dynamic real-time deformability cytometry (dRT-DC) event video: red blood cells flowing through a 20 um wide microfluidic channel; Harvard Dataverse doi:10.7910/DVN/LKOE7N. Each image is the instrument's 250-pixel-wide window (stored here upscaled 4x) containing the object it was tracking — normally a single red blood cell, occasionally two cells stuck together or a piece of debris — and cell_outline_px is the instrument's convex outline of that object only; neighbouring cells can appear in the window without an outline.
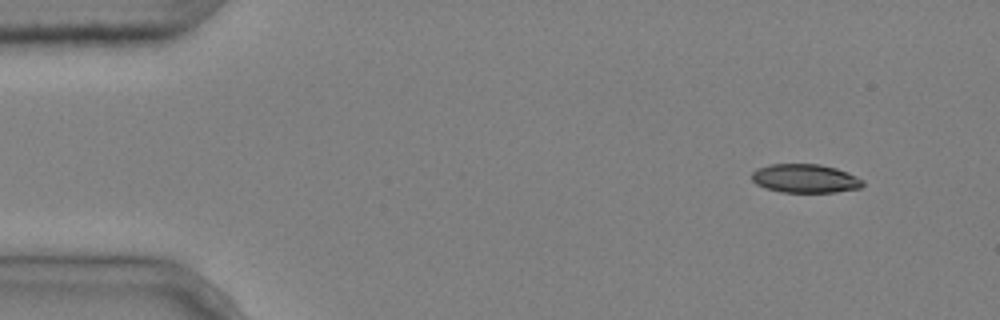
{"species": "common noctule bat (a hibernating species)", "species_latin": "Nyctalus noctula", "temperature_condition": "cold", "stored_images_in_passage": 4, "camera_frame_rate_fps": 3000, "um_per_image_px": 0.085, "animal": {"sex": "male", "body_mass_g": 20.4}, "frame": {"image": 1, "passage_image": 1, "time_ms": 0.0, "image_size_px": [1000, 320], "cell_outline_px": [[864, 184], [860, 188], [836, 192], [780, 192], [764, 188], [756, 184], [752, 180], [752, 172], [756, 168], [768, 164], [820, 164], [836, 168], [856, 176], [864, 180]], "centroid_in_image_um": [68.41, 15.17], "position_along_channel_um": 16.6, "area_um2": 18.73}}
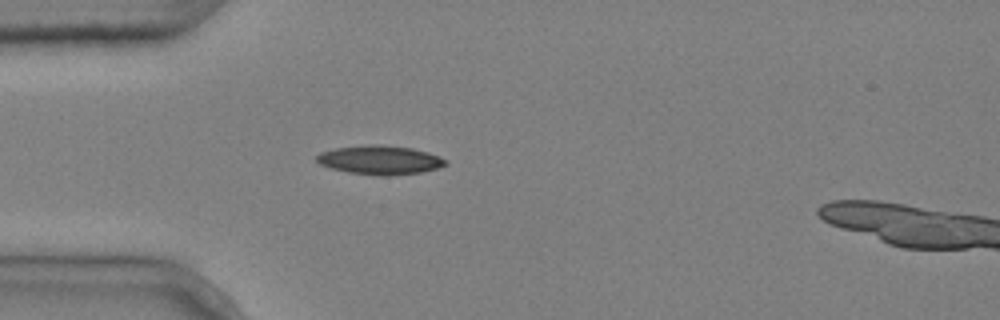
{"frame": {"image": 2, "passage_image": 3, "time_ms": 0.667, "image_size_px": [1000, 320], "cell_outline_px": [[448, 164], [436, 168], [420, 172], [388, 176], [380, 176], [348, 172], [332, 168], [320, 164], [316, 160], [316, 156], [320, 152], [336, 148], [372, 144], [380, 144], [412, 148], [428, 152], [448, 160]], "centroid_in_image_um": [32.3, 13.59], "position_along_channel_um": 52.7, "area_um2": 21.68}}